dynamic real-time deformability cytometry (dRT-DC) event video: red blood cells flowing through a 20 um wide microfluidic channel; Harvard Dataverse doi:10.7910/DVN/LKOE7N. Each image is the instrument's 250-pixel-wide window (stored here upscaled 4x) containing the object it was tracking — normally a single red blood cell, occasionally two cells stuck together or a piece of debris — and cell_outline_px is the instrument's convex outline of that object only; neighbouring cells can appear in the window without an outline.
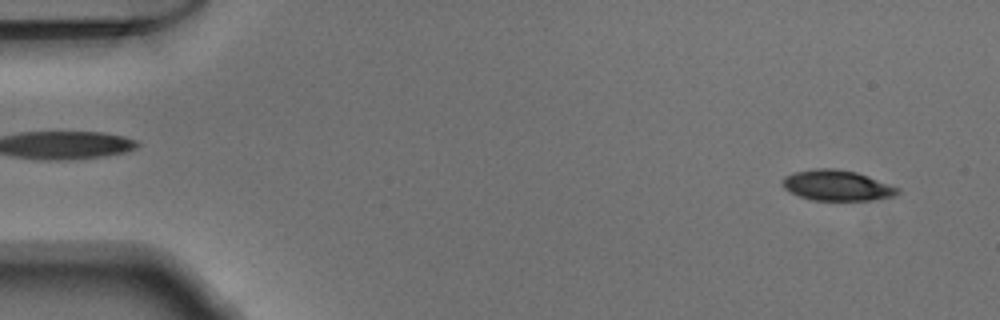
{"species": "Egyptian fruit bat (a non-hibernating species)", "species_latin": "Rousettus aegyptiacus", "temperature_condition": "warm", "stored_images_in_passage": 51, "segment_of_instrument_passage": [1, 2], "camera_frame_rate_fps": 3000, "um_per_image_px": 0.085, "animal": {"sex": "male"}, "frame": {"image": 1, "passage_image": 3, "time_ms": 0.667, "image_size_px": [1000, 320], "cell_outline_px": [[900, 192], [896, 196], [872, 200], [812, 200], [800, 196], [784, 188], [784, 176], [796, 172], [816, 168], [832, 168], [856, 172], [868, 176], [900, 188]], "centroid_in_image_um": [71.2, 15.76], "position_along_channel_um": 13.8, "area_um2": 20.29}}
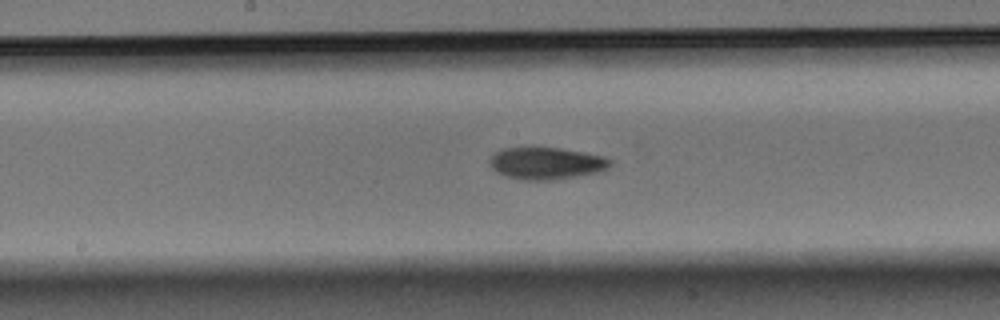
{"frame": {"image": 2, "passage_image": 26, "time_ms": 8.333, "image_size_px": [1000, 320], "cell_outline_px": [[612, 164], [608, 168], [600, 172], [552, 180], [524, 180], [508, 176], [496, 172], [492, 168], [488, 160], [500, 148], [560, 148], [584, 152], [604, 156], [612, 160]], "centroid_in_image_um": [46.46, 13.88], "position_along_channel_um": 201.7, "area_um2": 22.48}}
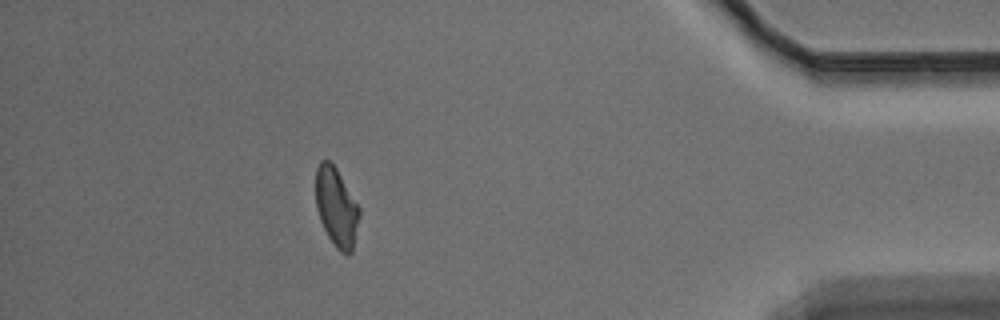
{"frame": {"image": 3, "passage_image": 45, "time_ms": 14.667, "image_size_px": [1000, 320], "cell_outline_px": [[360, 216], [352, 252], [340, 252], [336, 248], [328, 236], [320, 220], [316, 208], [316, 168], [320, 160], [328, 160], [336, 168], [360, 208]], "centroid_in_image_um": [28.59, 17.6], "position_along_channel_um": 406.6, "area_um2": 19.88}}